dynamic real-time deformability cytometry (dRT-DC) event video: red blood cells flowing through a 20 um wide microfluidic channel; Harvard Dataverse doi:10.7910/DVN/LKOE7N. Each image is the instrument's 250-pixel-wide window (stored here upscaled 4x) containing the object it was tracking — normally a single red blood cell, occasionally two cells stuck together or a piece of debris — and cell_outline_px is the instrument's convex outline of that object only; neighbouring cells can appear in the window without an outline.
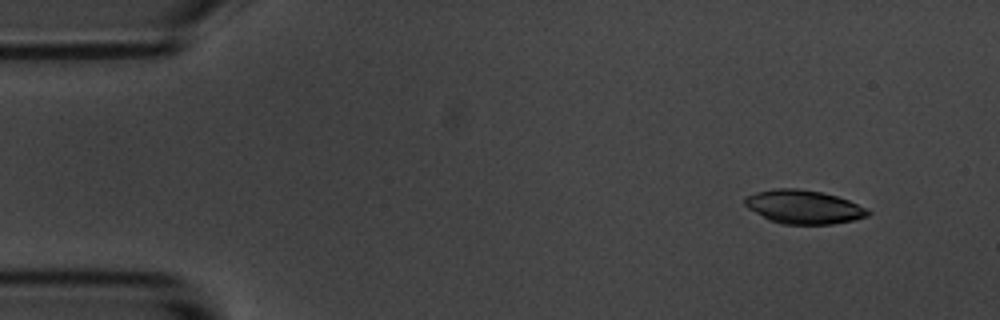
{"species": "common noctule bat (a hibernating species)", "species_latin": "Nyctalus noctula", "temperature_condition": "room temperature", "stored_images_in_passage": 5, "camera_frame_rate_fps": 3000, "um_per_image_px": 0.085, "animal": {"sex": "male", "body_mass_g": 20.1, "forearm_length_mm": 53.5}, "frame": {"image": 1, "passage_image": 1, "time_ms": 0.0, "image_size_px": [1000, 320], "cell_outline_px": [[872, 212], [868, 216], [852, 220], [832, 224], [784, 224], [768, 220], [748, 208], [744, 204], [744, 196], [756, 192], [776, 188], [796, 188], [820, 192], [836, 196], [848, 200]], "centroid_in_image_um": [68.26, 17.59], "position_along_channel_um": 16.7, "area_um2": 23.99}}